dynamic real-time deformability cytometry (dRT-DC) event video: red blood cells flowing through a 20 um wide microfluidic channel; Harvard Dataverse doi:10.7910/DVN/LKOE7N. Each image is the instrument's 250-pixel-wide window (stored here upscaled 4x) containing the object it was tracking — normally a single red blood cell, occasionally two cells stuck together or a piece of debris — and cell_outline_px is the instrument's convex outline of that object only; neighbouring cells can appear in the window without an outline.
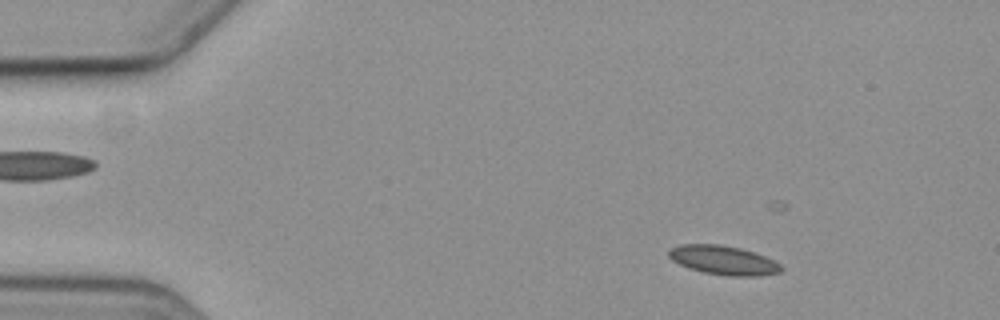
{"species": "common noctule bat (a hibernating species)", "species_latin": "Nyctalus noctula", "temperature_condition": "cold", "stored_images_in_passage": 19, "camera_frame_rate_fps": 3000, "um_per_image_px": 0.085, "animal": {"sex": "female", "body_mass_g": 19.3, "forearm_length_mm": 54.1}, "frame": {"image": 1, "passage_image": 8, "time_ms": 2.333, "image_size_px": [1000, 320], "cell_outline_px": [[784, 268], [780, 272], [760, 276], [728, 276], [704, 272], [688, 268], [672, 260], [668, 256], [668, 248], [680, 244], [720, 244], [740, 248], [756, 252], [780, 264]], "centroid_in_image_um": [61.47, 22.11], "position_along_channel_um": 23.5, "area_um2": 19.19}}
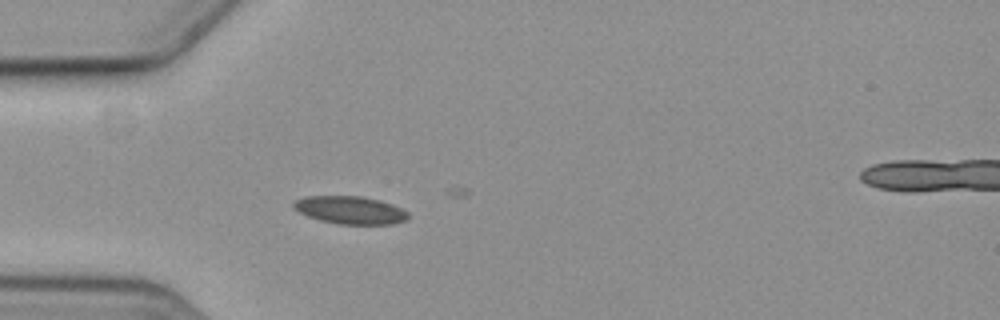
{"frame": {"image": 2, "passage_image": 17, "time_ms": 5.333, "image_size_px": [1000, 320], "cell_outline_px": [[408, 220], [392, 224], [336, 224], [320, 220], [308, 216], [292, 208], [292, 204], [296, 200], [304, 196], [360, 196], [380, 200], [392, 204], [408, 212]], "centroid_in_image_um": [29.76, 17.86], "position_along_channel_um": 55.2, "area_um2": 18.61}}